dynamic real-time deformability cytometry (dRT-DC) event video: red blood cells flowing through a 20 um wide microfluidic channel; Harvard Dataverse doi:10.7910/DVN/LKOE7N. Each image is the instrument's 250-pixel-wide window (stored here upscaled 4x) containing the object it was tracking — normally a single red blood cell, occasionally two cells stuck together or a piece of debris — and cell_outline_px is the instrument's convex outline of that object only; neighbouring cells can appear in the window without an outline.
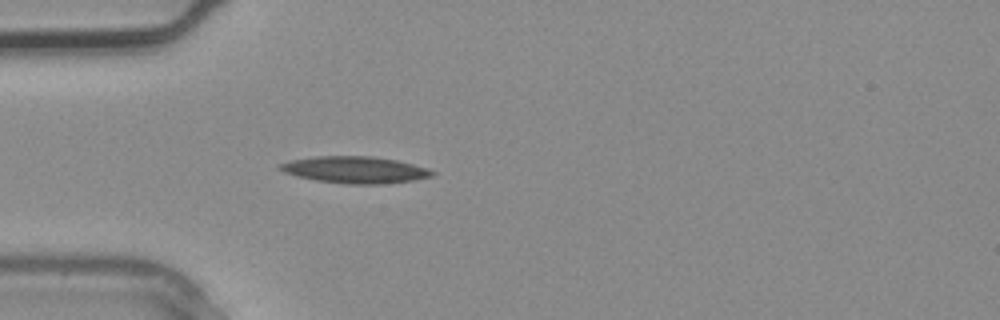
{"species": "common noctule bat (a hibernating species)", "species_latin": "Nyctalus noctula", "temperature_condition": "warm", "stored_images_in_passage": 1, "camera_frame_rate_fps": 3000, "um_per_image_px": 0.085, "animal": {"sex": "male", "body_mass_g": 20.4}, "frame": {"image": 1, "passage_image": 1, "time_ms": 0.0, "image_size_px": [1000, 320], "cell_outline_px": [[436, 172], [432, 176], [412, 180], [380, 184], [348, 184], [316, 180], [296, 176], [284, 172], [276, 168], [276, 164], [292, 160], [316, 156], [372, 156], [396, 160], [428, 168]], "centroid_in_image_um": [30.13, 14.43], "position_along_channel_um": 54.9, "area_um2": 23.7}}